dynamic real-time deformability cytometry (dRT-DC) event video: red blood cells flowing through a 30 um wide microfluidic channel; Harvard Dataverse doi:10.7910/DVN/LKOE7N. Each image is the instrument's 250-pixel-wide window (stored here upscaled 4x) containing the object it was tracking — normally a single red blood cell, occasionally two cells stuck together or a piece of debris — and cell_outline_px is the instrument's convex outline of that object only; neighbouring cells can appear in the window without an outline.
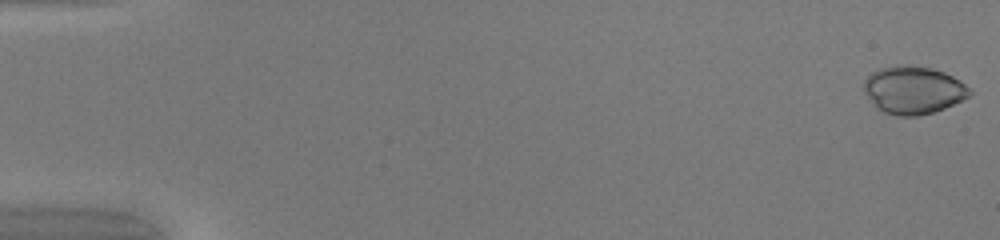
{"species": "common noctule bat (a hibernating species)", "species_latin": "Nyctalus noctula", "temperature_condition": "warm", "stored_images_in_passage": 49, "camera_frame_rate_fps": 3000, "um_per_image_px": 0.085, "animal": {"sex": "female", "body_mass_g": 20.0, "forearm_length_mm": 54.0}, "frame": {"image": 1, "passage_image": 1, "time_ms": 0.0, "image_size_px": [1000, 240], "cell_outline_px": [[972, 92], [968, 96], [944, 108], [920, 116], [900, 116], [884, 112], [876, 108], [864, 92], [864, 80], [872, 72], [880, 68], [896, 64], [904, 64], [932, 68], [944, 72], [960, 80]], "centroid_in_image_um": [77.59, 7.64], "position_along_channel_um": 7.4, "area_um2": 29.36}}
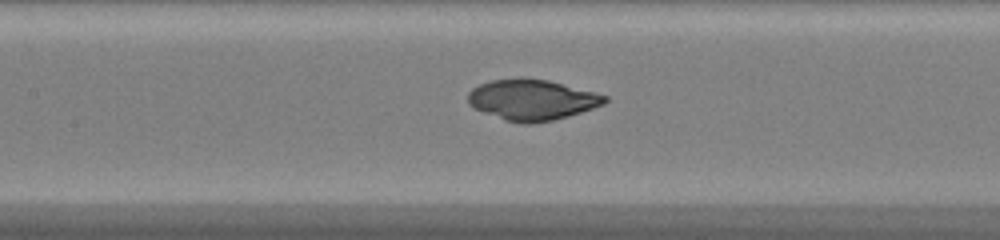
{"frame": {"image": 2, "passage_image": 24, "time_ms": 7.667, "image_size_px": [1000, 240], "cell_outline_px": [[608, 100], [604, 104], [568, 116], [552, 120], [532, 124], [524, 124], [504, 120], [472, 108], [468, 104], [468, 92], [472, 88], [480, 84], [492, 80], [520, 76], [548, 80], [596, 92], [608, 96]], "centroid_in_image_um": [45.19, 8.47], "position_along_channel_um": 162.2, "area_um2": 32.83}}
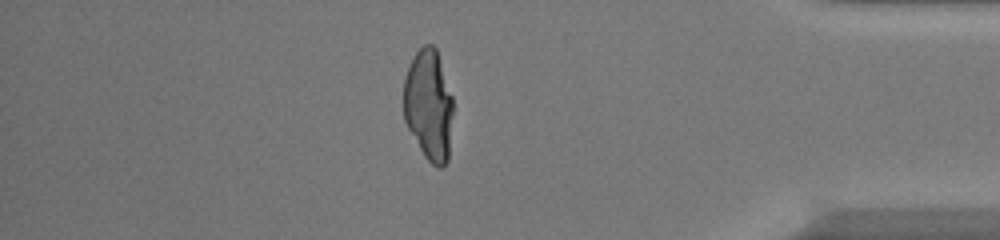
{"frame": {"image": 3, "passage_image": 43, "time_ms": 14.0, "image_size_px": [1000, 240], "cell_outline_px": [[452, 112], [448, 160], [440, 168], [436, 168], [424, 156], [408, 128], [404, 120], [404, 76], [408, 64], [416, 52], [424, 44], [432, 44], [436, 48], [452, 96]], "centroid_in_image_um": [36.42, 8.92], "position_along_channel_um": 398.8, "area_um2": 31.96}}